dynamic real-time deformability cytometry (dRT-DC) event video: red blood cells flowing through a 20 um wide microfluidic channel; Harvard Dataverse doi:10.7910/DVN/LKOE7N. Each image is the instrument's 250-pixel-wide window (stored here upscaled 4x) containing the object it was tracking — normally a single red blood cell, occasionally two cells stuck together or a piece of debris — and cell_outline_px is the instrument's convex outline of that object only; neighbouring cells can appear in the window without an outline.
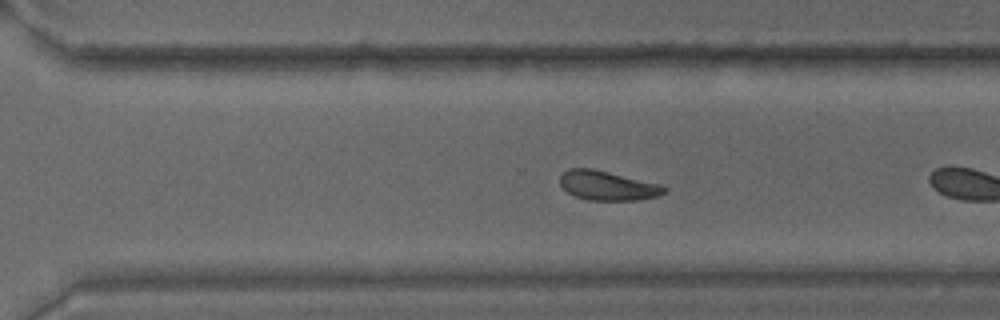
{"species": "common noctule bat (a hibernating species)", "species_latin": "Nyctalus noctula", "temperature_condition": "warm", "stored_images_in_passage": 24, "camera_frame_rate_fps": 3000, "um_per_image_px": 0.085, "animal": {"sex": "male", "body_mass_g": 15.6}, "frame": {"image": 1, "passage_image": 21, "time_ms": 6.667, "image_size_px": [1000, 320], "cell_outline_px": [[668, 188], [660, 196], [640, 200], [588, 200], [576, 196], [568, 192], [560, 184], [560, 176], [568, 168], [592, 168], [660, 184]], "centroid_in_image_um": [51.66, 15.78], "position_along_channel_um": 318.9, "area_um2": 17.8}}